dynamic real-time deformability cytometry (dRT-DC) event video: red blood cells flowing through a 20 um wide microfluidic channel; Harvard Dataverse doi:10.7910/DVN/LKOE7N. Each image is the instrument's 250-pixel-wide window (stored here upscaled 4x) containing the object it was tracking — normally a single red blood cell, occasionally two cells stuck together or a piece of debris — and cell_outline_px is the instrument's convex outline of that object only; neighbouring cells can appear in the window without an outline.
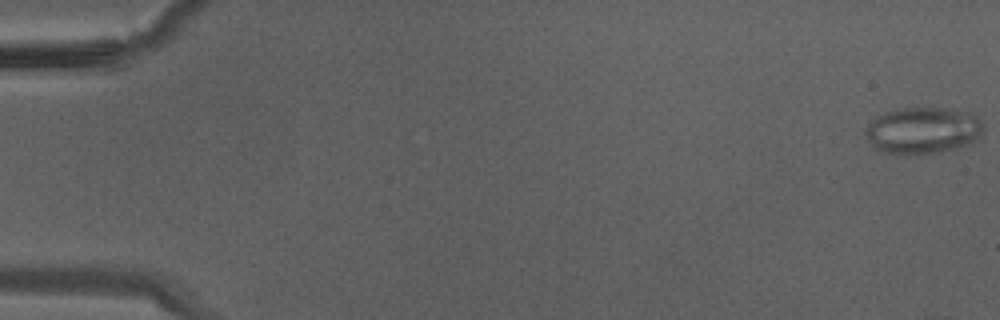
{"species": "Egyptian fruit bat (a non-hibernating species)", "species_latin": "Rousettus aegyptiacus", "temperature_condition": "warm", "stored_images_in_passage": 10, "camera_frame_rate_fps": 3000, "um_per_image_px": 0.085, "animal": {"sex": "male"}, "frame": {"image": 1, "passage_image": 1, "time_ms": 0.0, "image_size_px": [1000, 320], "cell_outline_px": [[984, 128], [976, 140], [972, 144], [956, 148], [936, 152], [880, 152], [872, 144], [864, 132], [868, 124], [876, 116], [884, 112], [896, 108], [944, 108], [968, 112], [976, 116], [980, 120]], "centroid_in_image_um": [78.45, 11.05], "position_along_channel_um": 6.5, "area_um2": 31.56}}